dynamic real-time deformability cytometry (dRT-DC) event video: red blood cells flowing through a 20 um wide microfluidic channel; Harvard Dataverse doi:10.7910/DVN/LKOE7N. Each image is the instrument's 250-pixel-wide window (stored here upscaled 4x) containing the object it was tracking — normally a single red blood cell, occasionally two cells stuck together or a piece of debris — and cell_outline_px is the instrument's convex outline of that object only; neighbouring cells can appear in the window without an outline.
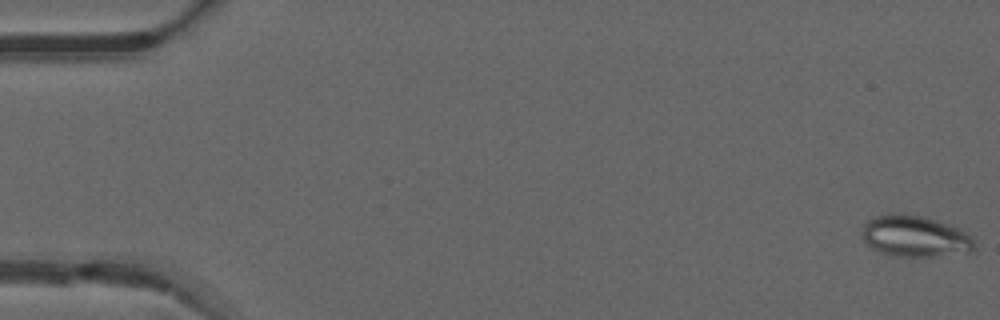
{"species": "common noctule bat (a hibernating species)", "species_latin": "Nyctalus noctula", "temperature_condition": "warm", "stored_images_in_passage": 51, "camera_frame_rate_fps": 3000, "um_per_image_px": 0.085, "animal": {"sex": "male", "forearm_length_mm": 52.5}, "frame": {"image": 1, "passage_image": 1, "time_ms": 0.0, "image_size_px": [1000, 320], "cell_outline_px": [[976, 248], [972, 252], [932, 256], [892, 256], [880, 252], [872, 248], [864, 240], [860, 232], [864, 224], [872, 216], [888, 212], [900, 212], [924, 216], [960, 228], [976, 244]], "centroid_in_image_um": [77.72, 20.05], "position_along_channel_um": 7.3, "area_um2": 27.46}}
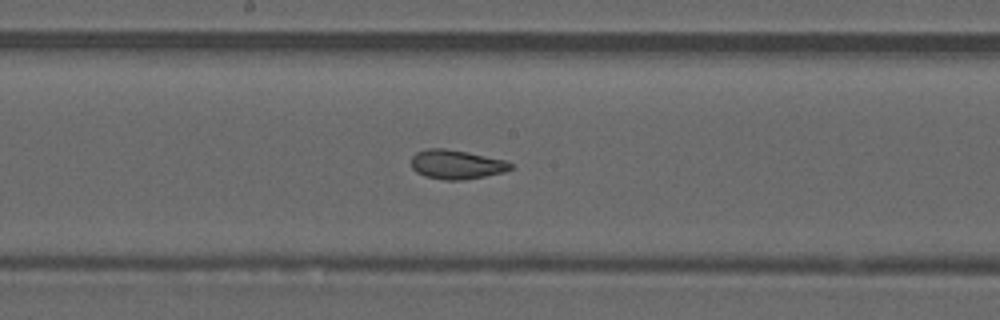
{"frame": {"image": 2, "passage_image": 27, "time_ms": 8.667, "image_size_px": [1000, 320], "cell_outline_px": [[512, 168], [504, 172], [464, 180], [444, 180], [424, 176], [416, 172], [412, 168], [412, 156], [416, 152], [428, 148], [444, 148], [504, 160], [512, 164]], "centroid_in_image_um": [38.76, 13.99], "position_along_channel_um": 209.4, "area_um2": 16.7}}
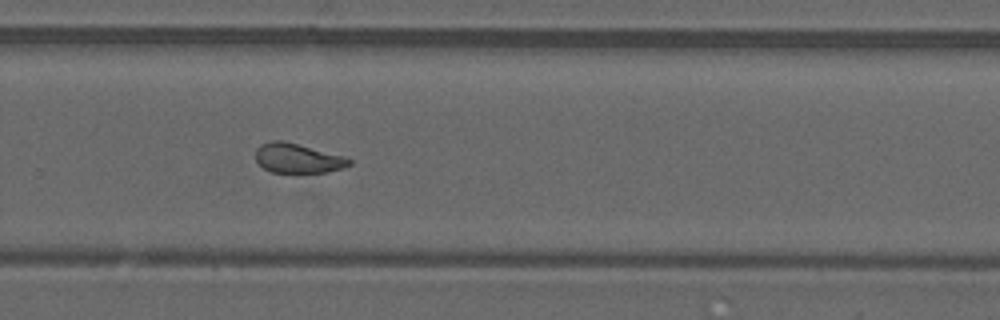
{"frame": {"image": 3, "passage_image": 34, "time_ms": 11.0, "image_size_px": [1000, 320], "cell_outline_px": [[352, 164], [328, 172], [272, 172], [264, 168], [256, 160], [256, 148], [260, 144], [272, 140], [284, 140], [344, 156], [352, 160]], "centroid_in_image_um": [25.29, 13.43], "position_along_channel_um": 304.5, "area_um2": 16.07}, "authors_computed_cell_mechanics": {"area_um2": 17.6868, "velocity_mm_per_s": 4.0876, "shape_relaxation_time_tau1_ms": null, "shape_relaxation_time_tau2_ms": 1.3898, "deformation_change_tau1": null, "deformation_change_tau2": 0.0714}}